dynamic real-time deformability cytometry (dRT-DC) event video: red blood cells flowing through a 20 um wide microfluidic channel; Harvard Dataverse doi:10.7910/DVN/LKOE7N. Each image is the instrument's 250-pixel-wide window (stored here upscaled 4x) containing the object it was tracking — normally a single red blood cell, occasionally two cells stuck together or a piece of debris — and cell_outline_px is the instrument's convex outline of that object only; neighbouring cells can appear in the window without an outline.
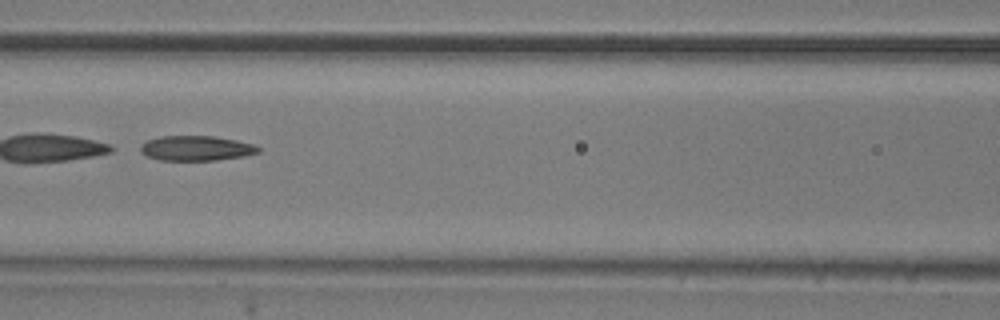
{"species": "common noctule bat (a hibernating species)", "species_latin": "Nyctalus noctula", "temperature_condition": "room temperature", "stored_images_in_passage": 50, "camera_frame_rate_fps": 3000, "um_per_image_px": 0.085, "animal": {"sex": "male", "body_mass_g": 20.5, "forearm_length_mm": 52.5}, "frame": {"image": 1, "passage_image": 22, "time_ms": 7.0, "image_size_px": [1000, 320], "cell_outline_px": [[260, 152], [244, 156], [216, 160], [160, 160], [148, 156], [140, 152], [140, 144], [148, 140], [160, 136], [216, 136], [236, 140], [252, 144], [260, 148]], "centroid_in_image_um": [16.67, 12.59], "position_along_channel_um": 149.9, "area_um2": 17.11}}